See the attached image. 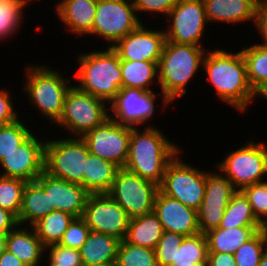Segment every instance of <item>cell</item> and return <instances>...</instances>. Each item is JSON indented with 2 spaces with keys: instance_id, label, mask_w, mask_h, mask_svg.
<instances>
[{
  "instance_id": "816d5d0a",
  "label": "cell",
  "mask_w": 267,
  "mask_h": 266,
  "mask_svg": "<svg viewBox=\"0 0 267 266\" xmlns=\"http://www.w3.org/2000/svg\"><path fill=\"white\" fill-rule=\"evenodd\" d=\"M260 232L263 235L264 242H265V249L267 251V226H261Z\"/></svg>"
},
{
  "instance_id": "52a82bcc",
  "label": "cell",
  "mask_w": 267,
  "mask_h": 266,
  "mask_svg": "<svg viewBox=\"0 0 267 266\" xmlns=\"http://www.w3.org/2000/svg\"><path fill=\"white\" fill-rule=\"evenodd\" d=\"M252 140L248 139L244 146L228 151L222 161L213 165L232 182L236 190L264 182L267 178V144Z\"/></svg>"
},
{
  "instance_id": "484cf974",
  "label": "cell",
  "mask_w": 267,
  "mask_h": 266,
  "mask_svg": "<svg viewBox=\"0 0 267 266\" xmlns=\"http://www.w3.org/2000/svg\"><path fill=\"white\" fill-rule=\"evenodd\" d=\"M163 231L157 215L151 212L129 220L125 240L133 245L155 249Z\"/></svg>"
},
{
  "instance_id": "4fadbf2b",
  "label": "cell",
  "mask_w": 267,
  "mask_h": 266,
  "mask_svg": "<svg viewBox=\"0 0 267 266\" xmlns=\"http://www.w3.org/2000/svg\"><path fill=\"white\" fill-rule=\"evenodd\" d=\"M161 94L162 110L171 104L160 91H143L141 89L122 87L115 99L109 104L110 118L117 123L130 127H141L151 122L156 114L157 96ZM113 113V114H112ZM141 125V126H140Z\"/></svg>"
},
{
  "instance_id": "5bb4252c",
  "label": "cell",
  "mask_w": 267,
  "mask_h": 266,
  "mask_svg": "<svg viewBox=\"0 0 267 266\" xmlns=\"http://www.w3.org/2000/svg\"><path fill=\"white\" fill-rule=\"evenodd\" d=\"M132 127L117 123L108 118L82 136L88 150L102 159L124 168L128 153Z\"/></svg>"
},
{
  "instance_id": "f907efd6",
  "label": "cell",
  "mask_w": 267,
  "mask_h": 266,
  "mask_svg": "<svg viewBox=\"0 0 267 266\" xmlns=\"http://www.w3.org/2000/svg\"><path fill=\"white\" fill-rule=\"evenodd\" d=\"M6 250V235L0 234V256Z\"/></svg>"
},
{
  "instance_id": "e0dca14e",
  "label": "cell",
  "mask_w": 267,
  "mask_h": 266,
  "mask_svg": "<svg viewBox=\"0 0 267 266\" xmlns=\"http://www.w3.org/2000/svg\"><path fill=\"white\" fill-rule=\"evenodd\" d=\"M34 132L16 150L4 155L1 176L35 181L44 172L46 138ZM0 169V170H1Z\"/></svg>"
},
{
  "instance_id": "5b68a950",
  "label": "cell",
  "mask_w": 267,
  "mask_h": 266,
  "mask_svg": "<svg viewBox=\"0 0 267 266\" xmlns=\"http://www.w3.org/2000/svg\"><path fill=\"white\" fill-rule=\"evenodd\" d=\"M25 80L21 89L26 93L29 105L37 107V113L47 118L50 125L55 124L63 111L66 93L73 85L72 77H66L61 71L51 68L47 64H27Z\"/></svg>"
},
{
  "instance_id": "7402d4cb",
  "label": "cell",
  "mask_w": 267,
  "mask_h": 266,
  "mask_svg": "<svg viewBox=\"0 0 267 266\" xmlns=\"http://www.w3.org/2000/svg\"><path fill=\"white\" fill-rule=\"evenodd\" d=\"M6 249L26 266H45V246L32 226L17 225L6 234Z\"/></svg>"
},
{
  "instance_id": "ffe728a7",
  "label": "cell",
  "mask_w": 267,
  "mask_h": 266,
  "mask_svg": "<svg viewBox=\"0 0 267 266\" xmlns=\"http://www.w3.org/2000/svg\"><path fill=\"white\" fill-rule=\"evenodd\" d=\"M153 212L160 220L163 230L191 236L200 232L197 210L185 206L179 200L158 191Z\"/></svg>"
},
{
  "instance_id": "d590c367",
  "label": "cell",
  "mask_w": 267,
  "mask_h": 266,
  "mask_svg": "<svg viewBox=\"0 0 267 266\" xmlns=\"http://www.w3.org/2000/svg\"><path fill=\"white\" fill-rule=\"evenodd\" d=\"M117 266H158L155 250L122 240L118 247Z\"/></svg>"
},
{
  "instance_id": "7bdbcfd3",
  "label": "cell",
  "mask_w": 267,
  "mask_h": 266,
  "mask_svg": "<svg viewBox=\"0 0 267 266\" xmlns=\"http://www.w3.org/2000/svg\"><path fill=\"white\" fill-rule=\"evenodd\" d=\"M178 0H133L136 13L143 15V12L149 13L151 17L152 14H160L167 17L169 11L176 5Z\"/></svg>"
},
{
  "instance_id": "277c9868",
  "label": "cell",
  "mask_w": 267,
  "mask_h": 266,
  "mask_svg": "<svg viewBox=\"0 0 267 266\" xmlns=\"http://www.w3.org/2000/svg\"><path fill=\"white\" fill-rule=\"evenodd\" d=\"M206 52L202 46L165 41L158 62V79L160 91L171 105L186 95L189 82L202 70Z\"/></svg>"
},
{
  "instance_id": "f5cc1de1",
  "label": "cell",
  "mask_w": 267,
  "mask_h": 266,
  "mask_svg": "<svg viewBox=\"0 0 267 266\" xmlns=\"http://www.w3.org/2000/svg\"><path fill=\"white\" fill-rule=\"evenodd\" d=\"M258 266H267V251L264 252L260 264Z\"/></svg>"
},
{
  "instance_id": "8992f818",
  "label": "cell",
  "mask_w": 267,
  "mask_h": 266,
  "mask_svg": "<svg viewBox=\"0 0 267 266\" xmlns=\"http://www.w3.org/2000/svg\"><path fill=\"white\" fill-rule=\"evenodd\" d=\"M108 106L107 102L81 91L74 83L66 93L62 114L54 125L66 129L69 137H82L110 118Z\"/></svg>"
},
{
  "instance_id": "4dcf8cb0",
  "label": "cell",
  "mask_w": 267,
  "mask_h": 266,
  "mask_svg": "<svg viewBox=\"0 0 267 266\" xmlns=\"http://www.w3.org/2000/svg\"><path fill=\"white\" fill-rule=\"evenodd\" d=\"M74 216L63 211L54 210L32 225L42 244L46 247L59 243Z\"/></svg>"
},
{
  "instance_id": "9f6ffc18",
  "label": "cell",
  "mask_w": 267,
  "mask_h": 266,
  "mask_svg": "<svg viewBox=\"0 0 267 266\" xmlns=\"http://www.w3.org/2000/svg\"><path fill=\"white\" fill-rule=\"evenodd\" d=\"M66 1H68V0H59L58 2H56L57 4H55V10L62 4V3H64V2H66Z\"/></svg>"
},
{
  "instance_id": "7a4b0ae2",
  "label": "cell",
  "mask_w": 267,
  "mask_h": 266,
  "mask_svg": "<svg viewBox=\"0 0 267 266\" xmlns=\"http://www.w3.org/2000/svg\"><path fill=\"white\" fill-rule=\"evenodd\" d=\"M132 127L125 169L162 184L167 165L181 152L180 145L169 139L157 126Z\"/></svg>"
},
{
  "instance_id": "ee69618b",
  "label": "cell",
  "mask_w": 267,
  "mask_h": 266,
  "mask_svg": "<svg viewBox=\"0 0 267 266\" xmlns=\"http://www.w3.org/2000/svg\"><path fill=\"white\" fill-rule=\"evenodd\" d=\"M15 108V103L11 95V91L6 88L0 89V127L21 118L18 115V110Z\"/></svg>"
},
{
  "instance_id": "60d3db41",
  "label": "cell",
  "mask_w": 267,
  "mask_h": 266,
  "mask_svg": "<svg viewBox=\"0 0 267 266\" xmlns=\"http://www.w3.org/2000/svg\"><path fill=\"white\" fill-rule=\"evenodd\" d=\"M243 193L247 196L256 219L264 224L267 222V181L251 184L245 187Z\"/></svg>"
},
{
  "instance_id": "2e32d148",
  "label": "cell",
  "mask_w": 267,
  "mask_h": 266,
  "mask_svg": "<svg viewBox=\"0 0 267 266\" xmlns=\"http://www.w3.org/2000/svg\"><path fill=\"white\" fill-rule=\"evenodd\" d=\"M215 170L206 171L205 195L197 210L199 229L203 234L220 226L224 211L237 191L219 169Z\"/></svg>"
},
{
  "instance_id": "ac0fdd59",
  "label": "cell",
  "mask_w": 267,
  "mask_h": 266,
  "mask_svg": "<svg viewBox=\"0 0 267 266\" xmlns=\"http://www.w3.org/2000/svg\"><path fill=\"white\" fill-rule=\"evenodd\" d=\"M141 23L112 48L120 60L159 62L166 41L164 30L153 29Z\"/></svg>"
},
{
  "instance_id": "6f0895ef",
  "label": "cell",
  "mask_w": 267,
  "mask_h": 266,
  "mask_svg": "<svg viewBox=\"0 0 267 266\" xmlns=\"http://www.w3.org/2000/svg\"><path fill=\"white\" fill-rule=\"evenodd\" d=\"M192 266H207V263H196L192 264Z\"/></svg>"
},
{
  "instance_id": "603a6c76",
  "label": "cell",
  "mask_w": 267,
  "mask_h": 266,
  "mask_svg": "<svg viewBox=\"0 0 267 266\" xmlns=\"http://www.w3.org/2000/svg\"><path fill=\"white\" fill-rule=\"evenodd\" d=\"M97 2L98 0H68L55 10L56 15L67 32L77 37H87L92 32Z\"/></svg>"
},
{
  "instance_id": "4316f807",
  "label": "cell",
  "mask_w": 267,
  "mask_h": 266,
  "mask_svg": "<svg viewBox=\"0 0 267 266\" xmlns=\"http://www.w3.org/2000/svg\"><path fill=\"white\" fill-rule=\"evenodd\" d=\"M50 212L49 200L44 188L36 180L27 182L23 191L21 210L17 217L18 225L32 226Z\"/></svg>"
},
{
  "instance_id": "ba28073f",
  "label": "cell",
  "mask_w": 267,
  "mask_h": 266,
  "mask_svg": "<svg viewBox=\"0 0 267 266\" xmlns=\"http://www.w3.org/2000/svg\"><path fill=\"white\" fill-rule=\"evenodd\" d=\"M53 138L46 140L44 171L49 175L78 183L84 187V173L88 147L82 137Z\"/></svg>"
},
{
  "instance_id": "db71d44e",
  "label": "cell",
  "mask_w": 267,
  "mask_h": 266,
  "mask_svg": "<svg viewBox=\"0 0 267 266\" xmlns=\"http://www.w3.org/2000/svg\"><path fill=\"white\" fill-rule=\"evenodd\" d=\"M92 266H117V263L109 262V263H102V264H97V265H92Z\"/></svg>"
},
{
  "instance_id": "f35d334b",
  "label": "cell",
  "mask_w": 267,
  "mask_h": 266,
  "mask_svg": "<svg viewBox=\"0 0 267 266\" xmlns=\"http://www.w3.org/2000/svg\"><path fill=\"white\" fill-rule=\"evenodd\" d=\"M184 237L178 233L163 231L162 237L154 249L158 266H171L173 264L176 250L180 247Z\"/></svg>"
},
{
  "instance_id": "d6986e66",
  "label": "cell",
  "mask_w": 267,
  "mask_h": 266,
  "mask_svg": "<svg viewBox=\"0 0 267 266\" xmlns=\"http://www.w3.org/2000/svg\"><path fill=\"white\" fill-rule=\"evenodd\" d=\"M44 188L49 200V210L63 211L75 218L83 216L89 193L78 183L56 178L45 171L36 179Z\"/></svg>"
},
{
  "instance_id": "1f68e13d",
  "label": "cell",
  "mask_w": 267,
  "mask_h": 266,
  "mask_svg": "<svg viewBox=\"0 0 267 266\" xmlns=\"http://www.w3.org/2000/svg\"><path fill=\"white\" fill-rule=\"evenodd\" d=\"M208 245L205 234L199 232L185 236L176 250L175 260L171 266H192L196 263H207Z\"/></svg>"
},
{
  "instance_id": "d4e9b609",
  "label": "cell",
  "mask_w": 267,
  "mask_h": 266,
  "mask_svg": "<svg viewBox=\"0 0 267 266\" xmlns=\"http://www.w3.org/2000/svg\"><path fill=\"white\" fill-rule=\"evenodd\" d=\"M119 169L115 163L89 152L84 173L85 190L89 194L108 193Z\"/></svg>"
},
{
  "instance_id": "3957f363",
  "label": "cell",
  "mask_w": 267,
  "mask_h": 266,
  "mask_svg": "<svg viewBox=\"0 0 267 266\" xmlns=\"http://www.w3.org/2000/svg\"><path fill=\"white\" fill-rule=\"evenodd\" d=\"M104 48L76 55L73 80L81 91L110 104L122 88L121 60L112 47Z\"/></svg>"
},
{
  "instance_id": "bcb514c9",
  "label": "cell",
  "mask_w": 267,
  "mask_h": 266,
  "mask_svg": "<svg viewBox=\"0 0 267 266\" xmlns=\"http://www.w3.org/2000/svg\"><path fill=\"white\" fill-rule=\"evenodd\" d=\"M207 266H236L233 254L208 252Z\"/></svg>"
},
{
  "instance_id": "8d00e7d4",
  "label": "cell",
  "mask_w": 267,
  "mask_h": 266,
  "mask_svg": "<svg viewBox=\"0 0 267 266\" xmlns=\"http://www.w3.org/2000/svg\"><path fill=\"white\" fill-rule=\"evenodd\" d=\"M20 118L0 127V162L25 141L33 132Z\"/></svg>"
},
{
  "instance_id": "74e56055",
  "label": "cell",
  "mask_w": 267,
  "mask_h": 266,
  "mask_svg": "<svg viewBox=\"0 0 267 266\" xmlns=\"http://www.w3.org/2000/svg\"><path fill=\"white\" fill-rule=\"evenodd\" d=\"M266 251L265 242L260 230L235 252L236 266H258Z\"/></svg>"
},
{
  "instance_id": "11a10c76",
  "label": "cell",
  "mask_w": 267,
  "mask_h": 266,
  "mask_svg": "<svg viewBox=\"0 0 267 266\" xmlns=\"http://www.w3.org/2000/svg\"><path fill=\"white\" fill-rule=\"evenodd\" d=\"M260 7H267V0H256Z\"/></svg>"
},
{
  "instance_id": "c3c4849f",
  "label": "cell",
  "mask_w": 267,
  "mask_h": 266,
  "mask_svg": "<svg viewBox=\"0 0 267 266\" xmlns=\"http://www.w3.org/2000/svg\"><path fill=\"white\" fill-rule=\"evenodd\" d=\"M0 266H26L18 257L7 249L0 256Z\"/></svg>"
},
{
  "instance_id": "ab89813d",
  "label": "cell",
  "mask_w": 267,
  "mask_h": 266,
  "mask_svg": "<svg viewBox=\"0 0 267 266\" xmlns=\"http://www.w3.org/2000/svg\"><path fill=\"white\" fill-rule=\"evenodd\" d=\"M46 266H83L78 249L62 246L58 243L45 247Z\"/></svg>"
},
{
  "instance_id": "d6a6232c",
  "label": "cell",
  "mask_w": 267,
  "mask_h": 266,
  "mask_svg": "<svg viewBox=\"0 0 267 266\" xmlns=\"http://www.w3.org/2000/svg\"><path fill=\"white\" fill-rule=\"evenodd\" d=\"M31 1L33 0H0V41L8 40L19 32L24 22L23 11Z\"/></svg>"
},
{
  "instance_id": "f6af8a7d",
  "label": "cell",
  "mask_w": 267,
  "mask_h": 266,
  "mask_svg": "<svg viewBox=\"0 0 267 266\" xmlns=\"http://www.w3.org/2000/svg\"><path fill=\"white\" fill-rule=\"evenodd\" d=\"M254 25L255 31L258 30V34L263 38V41L257 44L267 49V7H260Z\"/></svg>"
},
{
  "instance_id": "b9f144b4",
  "label": "cell",
  "mask_w": 267,
  "mask_h": 266,
  "mask_svg": "<svg viewBox=\"0 0 267 266\" xmlns=\"http://www.w3.org/2000/svg\"><path fill=\"white\" fill-rule=\"evenodd\" d=\"M90 231V228L82 217L74 218L68 225V228L58 244L79 250L87 241Z\"/></svg>"
},
{
  "instance_id": "e575fe53",
  "label": "cell",
  "mask_w": 267,
  "mask_h": 266,
  "mask_svg": "<svg viewBox=\"0 0 267 266\" xmlns=\"http://www.w3.org/2000/svg\"><path fill=\"white\" fill-rule=\"evenodd\" d=\"M26 180L0 175V207L10 211L16 218L21 206Z\"/></svg>"
},
{
  "instance_id": "7c38bea8",
  "label": "cell",
  "mask_w": 267,
  "mask_h": 266,
  "mask_svg": "<svg viewBox=\"0 0 267 266\" xmlns=\"http://www.w3.org/2000/svg\"><path fill=\"white\" fill-rule=\"evenodd\" d=\"M164 19L167 21L166 29H163L167 41L205 46L202 39L208 21L202 0H178Z\"/></svg>"
},
{
  "instance_id": "9a60e30c",
  "label": "cell",
  "mask_w": 267,
  "mask_h": 266,
  "mask_svg": "<svg viewBox=\"0 0 267 266\" xmlns=\"http://www.w3.org/2000/svg\"><path fill=\"white\" fill-rule=\"evenodd\" d=\"M82 218L91 231L124 240L130 218L127 212L107 193L90 194Z\"/></svg>"
},
{
  "instance_id": "30bf717a",
  "label": "cell",
  "mask_w": 267,
  "mask_h": 266,
  "mask_svg": "<svg viewBox=\"0 0 267 266\" xmlns=\"http://www.w3.org/2000/svg\"><path fill=\"white\" fill-rule=\"evenodd\" d=\"M141 23L136 13L133 0H98L92 32L100 40H105L108 47H113Z\"/></svg>"
},
{
  "instance_id": "f546056e",
  "label": "cell",
  "mask_w": 267,
  "mask_h": 266,
  "mask_svg": "<svg viewBox=\"0 0 267 266\" xmlns=\"http://www.w3.org/2000/svg\"><path fill=\"white\" fill-rule=\"evenodd\" d=\"M256 219L247 196L242 190H237L229 201L221 220L220 228L261 227Z\"/></svg>"
},
{
  "instance_id": "83f0119b",
  "label": "cell",
  "mask_w": 267,
  "mask_h": 266,
  "mask_svg": "<svg viewBox=\"0 0 267 266\" xmlns=\"http://www.w3.org/2000/svg\"><path fill=\"white\" fill-rule=\"evenodd\" d=\"M261 227L215 228L205 233L208 252L235 254L236 250L251 239Z\"/></svg>"
},
{
  "instance_id": "cb8c5ba5",
  "label": "cell",
  "mask_w": 267,
  "mask_h": 266,
  "mask_svg": "<svg viewBox=\"0 0 267 266\" xmlns=\"http://www.w3.org/2000/svg\"><path fill=\"white\" fill-rule=\"evenodd\" d=\"M120 240L90 231L87 241L79 249L83 266L116 262Z\"/></svg>"
},
{
  "instance_id": "836d02e7",
  "label": "cell",
  "mask_w": 267,
  "mask_h": 266,
  "mask_svg": "<svg viewBox=\"0 0 267 266\" xmlns=\"http://www.w3.org/2000/svg\"><path fill=\"white\" fill-rule=\"evenodd\" d=\"M248 46L242 48L241 52L246 64L247 79L253 89L260 82L267 81V49L257 43Z\"/></svg>"
},
{
  "instance_id": "6da1fadb",
  "label": "cell",
  "mask_w": 267,
  "mask_h": 266,
  "mask_svg": "<svg viewBox=\"0 0 267 266\" xmlns=\"http://www.w3.org/2000/svg\"><path fill=\"white\" fill-rule=\"evenodd\" d=\"M202 69L206 81L215 90V95L222 103L238 110V113L247 112L251 105L252 88L247 79V71L241 50L238 52L227 49L207 50Z\"/></svg>"
},
{
  "instance_id": "7dc6e473",
  "label": "cell",
  "mask_w": 267,
  "mask_h": 266,
  "mask_svg": "<svg viewBox=\"0 0 267 266\" xmlns=\"http://www.w3.org/2000/svg\"><path fill=\"white\" fill-rule=\"evenodd\" d=\"M17 225V218L10 211L0 207V234H8Z\"/></svg>"
},
{
  "instance_id": "8fae6325",
  "label": "cell",
  "mask_w": 267,
  "mask_h": 266,
  "mask_svg": "<svg viewBox=\"0 0 267 266\" xmlns=\"http://www.w3.org/2000/svg\"><path fill=\"white\" fill-rule=\"evenodd\" d=\"M158 191L157 184L125 168H120L107 194L127 212L131 219L153 212Z\"/></svg>"
},
{
  "instance_id": "9c48e42d",
  "label": "cell",
  "mask_w": 267,
  "mask_h": 266,
  "mask_svg": "<svg viewBox=\"0 0 267 266\" xmlns=\"http://www.w3.org/2000/svg\"><path fill=\"white\" fill-rule=\"evenodd\" d=\"M181 154L182 151L167 165L159 190L185 206L198 210L205 195L206 170L184 162Z\"/></svg>"
},
{
  "instance_id": "44dd1931",
  "label": "cell",
  "mask_w": 267,
  "mask_h": 266,
  "mask_svg": "<svg viewBox=\"0 0 267 266\" xmlns=\"http://www.w3.org/2000/svg\"><path fill=\"white\" fill-rule=\"evenodd\" d=\"M208 23L218 22L229 25L252 22L260 9L256 0H202Z\"/></svg>"
},
{
  "instance_id": "f1b7e54d",
  "label": "cell",
  "mask_w": 267,
  "mask_h": 266,
  "mask_svg": "<svg viewBox=\"0 0 267 266\" xmlns=\"http://www.w3.org/2000/svg\"><path fill=\"white\" fill-rule=\"evenodd\" d=\"M122 87L153 91L159 85L158 62L121 60Z\"/></svg>"
},
{
  "instance_id": "681fc988",
  "label": "cell",
  "mask_w": 267,
  "mask_h": 266,
  "mask_svg": "<svg viewBox=\"0 0 267 266\" xmlns=\"http://www.w3.org/2000/svg\"><path fill=\"white\" fill-rule=\"evenodd\" d=\"M258 97L267 100V81L260 82L252 89L251 104L259 99Z\"/></svg>"
}]
</instances>
